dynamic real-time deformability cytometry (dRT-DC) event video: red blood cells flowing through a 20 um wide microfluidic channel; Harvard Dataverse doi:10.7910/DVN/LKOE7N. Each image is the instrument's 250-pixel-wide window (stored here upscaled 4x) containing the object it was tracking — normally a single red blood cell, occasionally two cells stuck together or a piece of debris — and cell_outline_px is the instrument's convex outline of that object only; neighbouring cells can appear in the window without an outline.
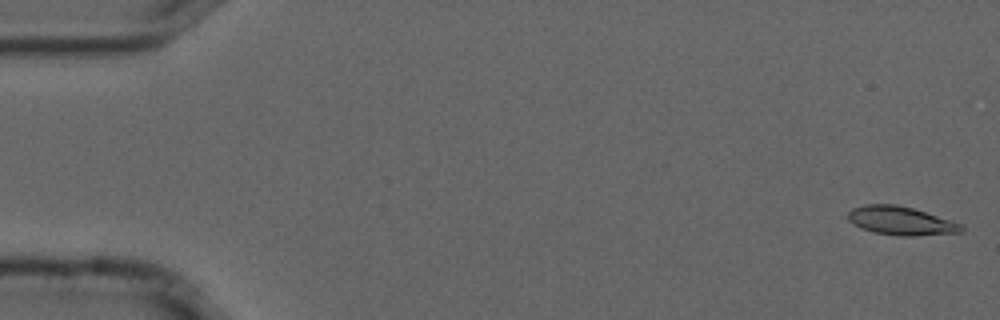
{"species": "common noctule bat (a hibernating species)", "species_latin": "Nyctalus noctula", "temperature_condition": "cold", "stored_images_in_passage": 14, "camera_frame_rate_fps": 3000, "um_per_image_px": 0.085, "animal": {"sex": "male", "forearm_length_mm": 52.5}, "frame": {"image": 1, "passage_image": 1, "time_ms": 0.0, "image_size_px": [1000, 320], "cell_outline_px": [[964, 232], [912, 236], [900, 236], [872, 232], [860, 228], [848, 220], [848, 212], [852, 208], [864, 204], [896, 204], [912, 208], [952, 220], [964, 224]], "centroid_in_image_um": [76.59, 18.77], "position_along_channel_um": 8.4, "area_um2": 19.07}}
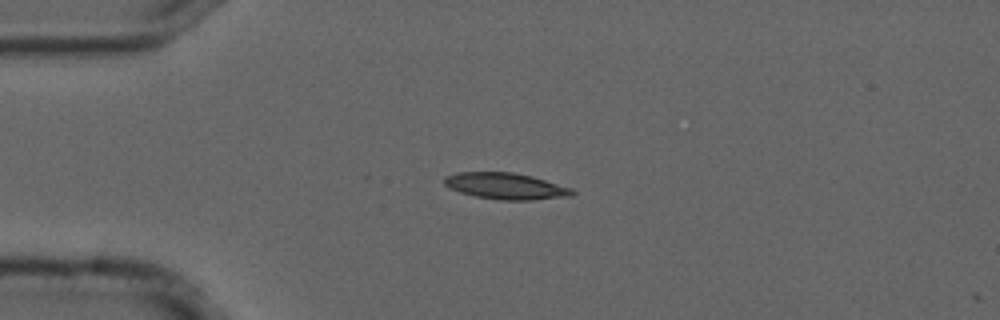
{"frame": {"image": 2, "passage_image": 13, "time_ms": 4.0, "image_size_px": [1000, 320], "cell_outline_px": [[576, 192], [572, 196], [532, 200], [500, 200], [476, 196], [460, 192], [448, 188], [444, 184], [444, 176], [456, 172], [512, 172], [532, 176], [572, 188]], "centroid_in_image_um": [42.98, 15.81], "position_along_channel_um": 42.0, "area_um2": 19.77}}